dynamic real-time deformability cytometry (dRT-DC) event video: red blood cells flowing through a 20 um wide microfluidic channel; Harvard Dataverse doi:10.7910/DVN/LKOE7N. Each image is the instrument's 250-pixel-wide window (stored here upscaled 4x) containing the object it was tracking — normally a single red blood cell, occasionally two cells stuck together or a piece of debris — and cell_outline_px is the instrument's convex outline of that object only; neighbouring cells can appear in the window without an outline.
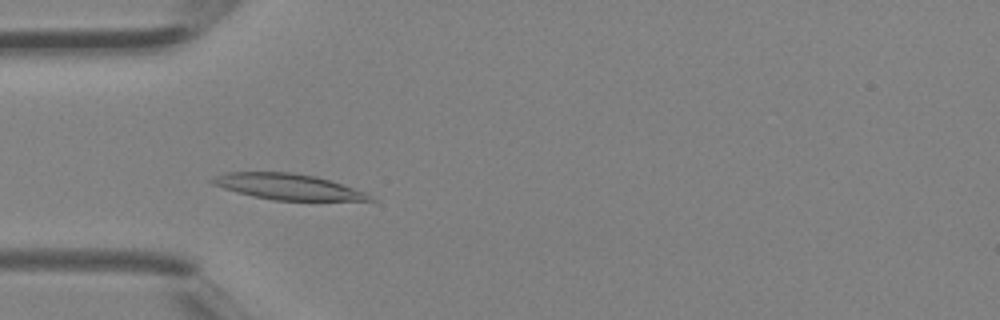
{"species": "Egyptian fruit bat (a non-hibernating species)", "species_latin": "Rousettus aegyptiacus", "temperature_condition": "room temperature", "stored_images_in_passage": 1, "camera_frame_rate_fps": 3000, "um_per_image_px": 0.085, "animal": {"sex": "female"}, "frame": {"image": 1, "passage_image": 1, "time_ms": 0.0, "image_size_px": [1000, 320], "cell_outline_px": [[376, 200], [276, 200], [252, 196], [236, 192], [212, 184], [208, 180], [224, 172], [292, 172], [316, 176], [368, 192]], "centroid_in_image_um": [24.46, 15.86], "position_along_channel_um": 60.5, "area_um2": 23.64}}